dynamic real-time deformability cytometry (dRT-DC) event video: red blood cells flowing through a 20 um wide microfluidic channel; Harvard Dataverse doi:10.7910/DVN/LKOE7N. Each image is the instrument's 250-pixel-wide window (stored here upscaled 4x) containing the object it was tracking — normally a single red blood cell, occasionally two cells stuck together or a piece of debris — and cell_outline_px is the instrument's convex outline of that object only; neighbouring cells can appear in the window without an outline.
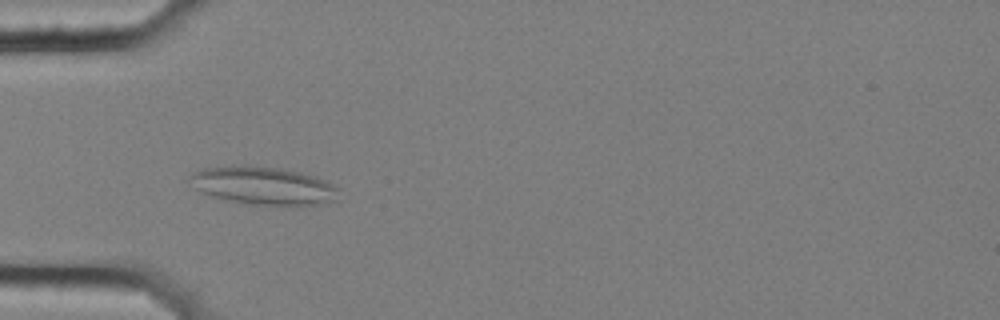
{"species": "common noctule bat (a hibernating species)", "species_latin": "Nyctalus noctula", "temperature_condition": "cold", "stored_images_in_passage": 41, "camera_frame_rate_fps": 3000, "um_per_image_px": 0.085, "animal": {"sex": "female", "body_mass_g": 25.1}, "frame": {"image": 1, "passage_image": 4, "time_ms": 1.0, "image_size_px": [1000, 320], "cell_outline_px": [[340, 200], [296, 208], [244, 204], [212, 196], [200, 192], [184, 180], [192, 172], [204, 168], [276, 168], [300, 172], [316, 176], [340, 188]], "centroid_in_image_um": [22.46, 15.87], "position_along_channel_um": 62.5, "area_um2": 33.35}}
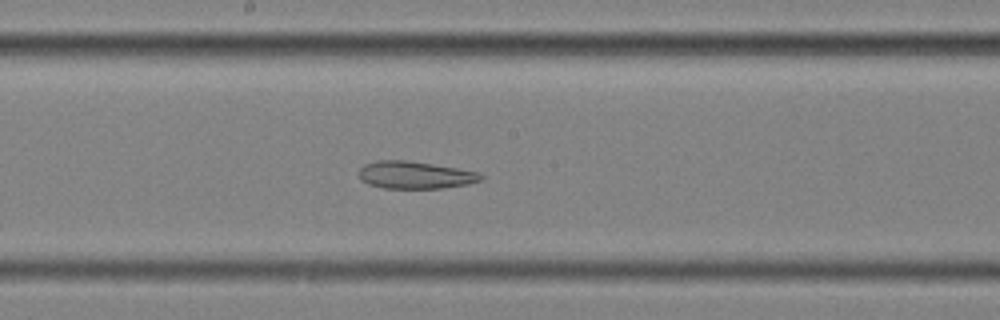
{"frame": {"image": 2, "passage_image": 17, "time_ms": 5.333, "image_size_px": [1000, 320], "cell_outline_px": [[484, 180], [468, 184], [440, 188], [384, 188], [368, 184], [360, 180], [360, 168], [364, 164], [376, 160], [404, 160], [432, 164], [480, 172], [484, 176]], "centroid_in_image_um": [35.3, 14.87], "position_along_channel_um": 212.9, "area_um2": 19.48}}
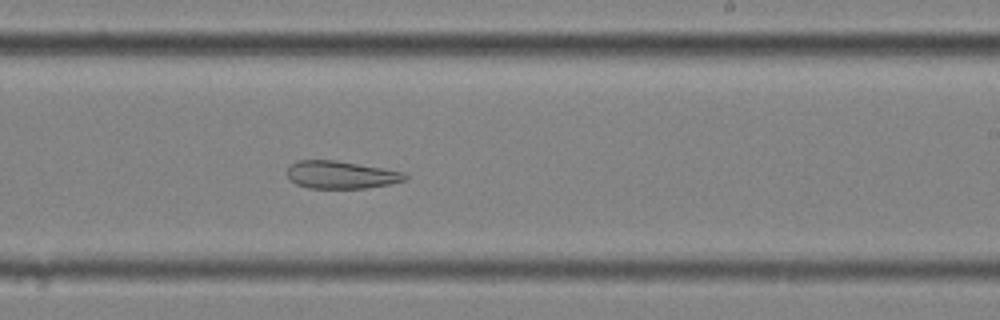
{"frame": {"image": 3, "passage_image": 21, "time_ms": 6.667, "image_size_px": [1000, 320], "cell_outline_px": [[408, 180], [368, 188], [308, 188], [296, 184], [288, 180], [288, 168], [296, 160], [336, 160], [404, 172], [408, 176]], "centroid_in_image_um": [28.98, 14.86], "position_along_channel_um": 260.0, "area_um2": 19.02}, "authors_computed_cell_mechanics": {"area_um2": 19.652, "velocity_mm_per_s": 3.5409, "shape_relaxation_time_tau1_ms": null, "shape_relaxation_time_tau2_ms": 3.6661, "deformation_change_tau1": null, "deformation_change_tau2": 0.1105}}